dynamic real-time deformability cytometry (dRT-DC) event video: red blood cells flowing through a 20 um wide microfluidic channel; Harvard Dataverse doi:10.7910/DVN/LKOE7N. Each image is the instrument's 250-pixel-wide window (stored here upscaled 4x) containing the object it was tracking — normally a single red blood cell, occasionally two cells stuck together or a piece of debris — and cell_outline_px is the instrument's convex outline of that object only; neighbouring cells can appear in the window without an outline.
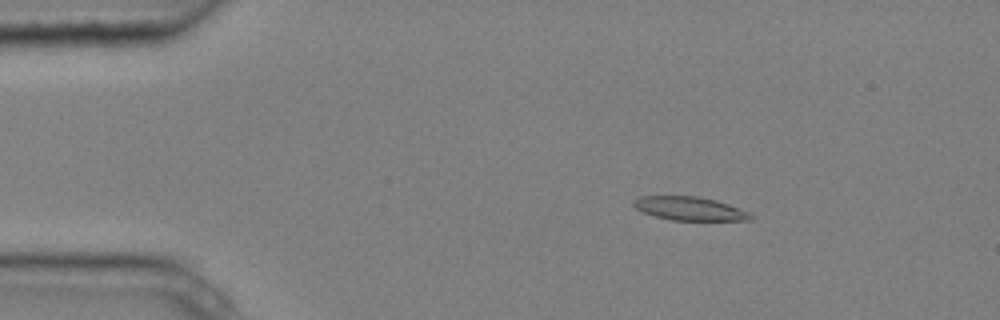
{"species": "common noctule bat (a hibernating species)", "species_latin": "Nyctalus noctula", "temperature_condition": "cold", "stored_images_in_passage": 4, "camera_frame_rate_fps": 3000, "um_per_image_px": 0.085, "animal": {"sex": "male", "body_mass_g": 20.4}, "frame": {"image": 1, "passage_image": 2, "time_ms": 0.333, "image_size_px": [1000, 320], "cell_outline_px": [[756, 216], [752, 220], [672, 220], [656, 216], [644, 212], [636, 208], [632, 204], [632, 200], [640, 196], [696, 196], [716, 200], [728, 204], [748, 212]], "centroid_in_image_um": [58.63, 17.72], "position_along_channel_um": 26.4, "area_um2": 16.01}}